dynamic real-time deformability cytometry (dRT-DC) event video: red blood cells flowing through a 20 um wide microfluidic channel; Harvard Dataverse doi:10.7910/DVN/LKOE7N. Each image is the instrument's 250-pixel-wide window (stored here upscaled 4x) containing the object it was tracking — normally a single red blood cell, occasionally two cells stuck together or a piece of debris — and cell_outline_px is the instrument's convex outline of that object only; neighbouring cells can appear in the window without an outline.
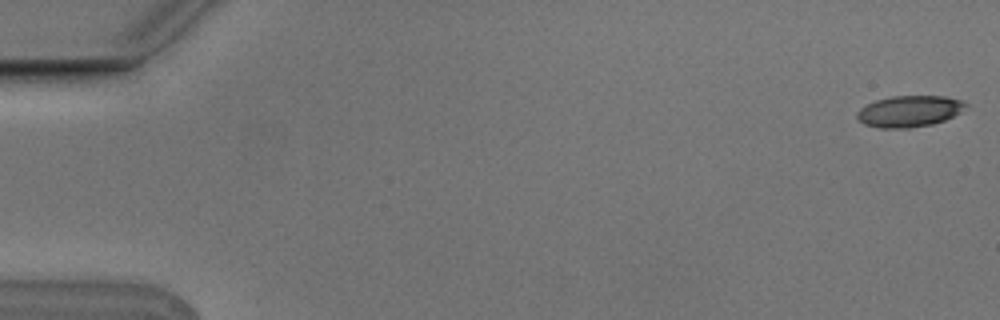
{"species": "Egyptian fruit bat (a non-hibernating species)", "species_latin": "Rousettus aegyptiacus", "temperature_condition": "cold", "stored_images_in_passage": 5, "camera_frame_rate_fps": 3000, "um_per_image_px": 0.085, "animal": {"sex": "male"}, "frame": {"image": 1, "passage_image": 1, "time_ms": 0.0, "image_size_px": [1000, 320], "cell_outline_px": [[968, 104], [960, 112], [944, 120], [932, 124], [908, 128], [880, 128], [864, 124], [856, 120], [856, 112], [860, 108], [876, 100], [892, 96], [944, 96], [964, 100]], "centroid_in_image_um": [77.27, 9.45], "position_along_channel_um": 7.7, "area_um2": 19.88}}
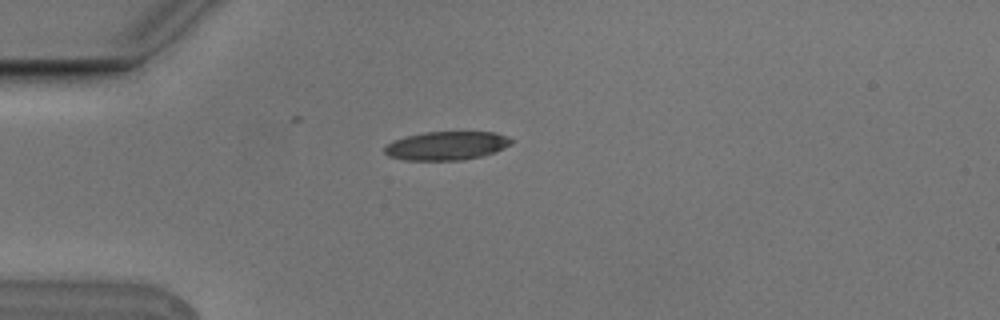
{"frame": {"image": 2, "passage_image": 5, "time_ms": 1.333, "image_size_px": [1000, 320], "cell_outline_px": [[512, 144], [504, 148], [480, 156], [460, 160], [404, 160], [388, 156], [384, 152], [384, 148], [392, 140], [404, 136], [424, 132], [496, 132], [508, 136], [512, 140]], "centroid_in_image_um": [37.93, 12.38], "position_along_channel_um": 47.1, "area_um2": 21.15}}